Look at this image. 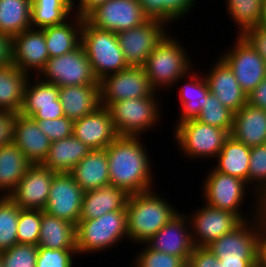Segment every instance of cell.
Listing matches in <instances>:
<instances>
[{"instance_id":"1","label":"cell","mask_w":266,"mask_h":267,"mask_svg":"<svg viewBox=\"0 0 266 267\" xmlns=\"http://www.w3.org/2000/svg\"><path fill=\"white\" fill-rule=\"evenodd\" d=\"M141 141L144 142L142 137L118 136L105 148L110 184L130 194L155 189L157 183L151 165L152 154Z\"/></svg>"},{"instance_id":"2","label":"cell","mask_w":266,"mask_h":267,"mask_svg":"<svg viewBox=\"0 0 266 267\" xmlns=\"http://www.w3.org/2000/svg\"><path fill=\"white\" fill-rule=\"evenodd\" d=\"M170 202L156 189L131 194L126 207L129 242L133 245L146 243L175 217L180 209Z\"/></svg>"},{"instance_id":"3","label":"cell","mask_w":266,"mask_h":267,"mask_svg":"<svg viewBox=\"0 0 266 267\" xmlns=\"http://www.w3.org/2000/svg\"><path fill=\"white\" fill-rule=\"evenodd\" d=\"M204 177L200 191L203 194L202 199H204L202 202L205 201L206 205L235 213L242 221L255 218L266 210V204L254 191H251L252 189L245 181L216 171L213 167L208 169V173ZM246 192L249 194L253 192L251 194L253 203L249 208L247 207L248 213L241 210L243 203H247L245 202L246 195L249 196Z\"/></svg>"},{"instance_id":"4","label":"cell","mask_w":266,"mask_h":267,"mask_svg":"<svg viewBox=\"0 0 266 267\" xmlns=\"http://www.w3.org/2000/svg\"><path fill=\"white\" fill-rule=\"evenodd\" d=\"M181 40L183 39L178 40L177 36L168 34L153 49L143 65L152 88L158 93L171 91L179 78L195 68L196 64L190 57L192 54L185 51L187 49Z\"/></svg>"},{"instance_id":"5","label":"cell","mask_w":266,"mask_h":267,"mask_svg":"<svg viewBox=\"0 0 266 267\" xmlns=\"http://www.w3.org/2000/svg\"><path fill=\"white\" fill-rule=\"evenodd\" d=\"M266 227V210L243 221L230 233L213 241L207 248L219 259L222 267H256L258 238Z\"/></svg>"},{"instance_id":"6","label":"cell","mask_w":266,"mask_h":267,"mask_svg":"<svg viewBox=\"0 0 266 267\" xmlns=\"http://www.w3.org/2000/svg\"><path fill=\"white\" fill-rule=\"evenodd\" d=\"M123 239L129 243L126 208L103 214L96 219L79 220L76 225L78 258L80 255L109 251L124 242Z\"/></svg>"},{"instance_id":"7","label":"cell","mask_w":266,"mask_h":267,"mask_svg":"<svg viewBox=\"0 0 266 267\" xmlns=\"http://www.w3.org/2000/svg\"><path fill=\"white\" fill-rule=\"evenodd\" d=\"M173 141L176 142L180 154L187 160L194 162L204 158L206 161L215 160L221 152L225 140L230 134L222 128L202 123L194 119L179 122L173 126Z\"/></svg>"},{"instance_id":"8","label":"cell","mask_w":266,"mask_h":267,"mask_svg":"<svg viewBox=\"0 0 266 267\" xmlns=\"http://www.w3.org/2000/svg\"><path fill=\"white\" fill-rule=\"evenodd\" d=\"M158 98L143 97L112 102L107 108L117 135L142 137L144 133L147 134L158 127L163 121L162 100Z\"/></svg>"},{"instance_id":"9","label":"cell","mask_w":266,"mask_h":267,"mask_svg":"<svg viewBox=\"0 0 266 267\" xmlns=\"http://www.w3.org/2000/svg\"><path fill=\"white\" fill-rule=\"evenodd\" d=\"M81 44L98 81L129 67L120 48L117 34L98 29L85 19L81 31Z\"/></svg>"},{"instance_id":"10","label":"cell","mask_w":266,"mask_h":267,"mask_svg":"<svg viewBox=\"0 0 266 267\" xmlns=\"http://www.w3.org/2000/svg\"><path fill=\"white\" fill-rule=\"evenodd\" d=\"M38 77L58 87L99 84L82 44L67 54L49 58Z\"/></svg>"},{"instance_id":"11","label":"cell","mask_w":266,"mask_h":267,"mask_svg":"<svg viewBox=\"0 0 266 267\" xmlns=\"http://www.w3.org/2000/svg\"><path fill=\"white\" fill-rule=\"evenodd\" d=\"M101 106L125 99L158 97L143 66H129L125 70L105 76L99 81ZM157 95V96H156Z\"/></svg>"},{"instance_id":"12","label":"cell","mask_w":266,"mask_h":267,"mask_svg":"<svg viewBox=\"0 0 266 267\" xmlns=\"http://www.w3.org/2000/svg\"><path fill=\"white\" fill-rule=\"evenodd\" d=\"M232 45L220 51V57L234 73L240 87L249 94L266 78V62L241 36L236 35Z\"/></svg>"},{"instance_id":"13","label":"cell","mask_w":266,"mask_h":267,"mask_svg":"<svg viewBox=\"0 0 266 267\" xmlns=\"http://www.w3.org/2000/svg\"><path fill=\"white\" fill-rule=\"evenodd\" d=\"M163 21L148 19L142 25L117 33L120 48L129 66H143L150 53L172 33Z\"/></svg>"},{"instance_id":"14","label":"cell","mask_w":266,"mask_h":267,"mask_svg":"<svg viewBox=\"0 0 266 267\" xmlns=\"http://www.w3.org/2000/svg\"><path fill=\"white\" fill-rule=\"evenodd\" d=\"M203 204L192 213L186 212L196 247H207L243 222L235 213Z\"/></svg>"},{"instance_id":"15","label":"cell","mask_w":266,"mask_h":267,"mask_svg":"<svg viewBox=\"0 0 266 267\" xmlns=\"http://www.w3.org/2000/svg\"><path fill=\"white\" fill-rule=\"evenodd\" d=\"M84 19L98 29L116 34L138 27L148 20L138 0H108Z\"/></svg>"},{"instance_id":"16","label":"cell","mask_w":266,"mask_h":267,"mask_svg":"<svg viewBox=\"0 0 266 267\" xmlns=\"http://www.w3.org/2000/svg\"><path fill=\"white\" fill-rule=\"evenodd\" d=\"M83 189L70 172L56 173L44 211L77 225L82 208Z\"/></svg>"},{"instance_id":"17","label":"cell","mask_w":266,"mask_h":267,"mask_svg":"<svg viewBox=\"0 0 266 267\" xmlns=\"http://www.w3.org/2000/svg\"><path fill=\"white\" fill-rule=\"evenodd\" d=\"M56 173L42 164H32L9 197L21 209L43 211Z\"/></svg>"},{"instance_id":"18","label":"cell","mask_w":266,"mask_h":267,"mask_svg":"<svg viewBox=\"0 0 266 267\" xmlns=\"http://www.w3.org/2000/svg\"><path fill=\"white\" fill-rule=\"evenodd\" d=\"M150 249L183 258L186 262L195 249L187 214L179 212L145 243Z\"/></svg>"},{"instance_id":"19","label":"cell","mask_w":266,"mask_h":267,"mask_svg":"<svg viewBox=\"0 0 266 267\" xmlns=\"http://www.w3.org/2000/svg\"><path fill=\"white\" fill-rule=\"evenodd\" d=\"M49 58L43 29L29 28L12 37L13 64L23 73L38 76Z\"/></svg>"},{"instance_id":"20","label":"cell","mask_w":266,"mask_h":267,"mask_svg":"<svg viewBox=\"0 0 266 267\" xmlns=\"http://www.w3.org/2000/svg\"><path fill=\"white\" fill-rule=\"evenodd\" d=\"M217 57L206 73L203 72V76L209 92L235 113L247 103V93L240 87L228 64L219 55Z\"/></svg>"},{"instance_id":"21","label":"cell","mask_w":266,"mask_h":267,"mask_svg":"<svg viewBox=\"0 0 266 267\" xmlns=\"http://www.w3.org/2000/svg\"><path fill=\"white\" fill-rule=\"evenodd\" d=\"M73 135L94 149H105L117 137L111 114L100 106L94 112L74 121Z\"/></svg>"},{"instance_id":"22","label":"cell","mask_w":266,"mask_h":267,"mask_svg":"<svg viewBox=\"0 0 266 267\" xmlns=\"http://www.w3.org/2000/svg\"><path fill=\"white\" fill-rule=\"evenodd\" d=\"M13 142L32 164H42L51 146L50 139L31 117L16 114Z\"/></svg>"},{"instance_id":"23","label":"cell","mask_w":266,"mask_h":267,"mask_svg":"<svg viewBox=\"0 0 266 267\" xmlns=\"http://www.w3.org/2000/svg\"><path fill=\"white\" fill-rule=\"evenodd\" d=\"M130 195L126 189L112 184L86 191L79 220L96 219L103 214L123 210L127 207Z\"/></svg>"},{"instance_id":"24","label":"cell","mask_w":266,"mask_h":267,"mask_svg":"<svg viewBox=\"0 0 266 267\" xmlns=\"http://www.w3.org/2000/svg\"><path fill=\"white\" fill-rule=\"evenodd\" d=\"M183 82L185 83L183 84ZM177 86L178 88H176ZM174 87L172 88L173 92V89H179L178 97L180 99V108L178 107V109L181 113L173 125L188 119L196 118L204 105V97L209 93L203 71L200 72L197 70L196 73V67L185 76L179 78Z\"/></svg>"},{"instance_id":"25","label":"cell","mask_w":266,"mask_h":267,"mask_svg":"<svg viewBox=\"0 0 266 267\" xmlns=\"http://www.w3.org/2000/svg\"><path fill=\"white\" fill-rule=\"evenodd\" d=\"M230 136L249 148L266 143V110L246 103L234 113Z\"/></svg>"},{"instance_id":"26","label":"cell","mask_w":266,"mask_h":267,"mask_svg":"<svg viewBox=\"0 0 266 267\" xmlns=\"http://www.w3.org/2000/svg\"><path fill=\"white\" fill-rule=\"evenodd\" d=\"M59 99L64 114L78 120L101 106L99 84L59 87Z\"/></svg>"},{"instance_id":"27","label":"cell","mask_w":266,"mask_h":267,"mask_svg":"<svg viewBox=\"0 0 266 267\" xmlns=\"http://www.w3.org/2000/svg\"><path fill=\"white\" fill-rule=\"evenodd\" d=\"M70 173L84 192L110 184L106 149L91 150Z\"/></svg>"},{"instance_id":"28","label":"cell","mask_w":266,"mask_h":267,"mask_svg":"<svg viewBox=\"0 0 266 267\" xmlns=\"http://www.w3.org/2000/svg\"><path fill=\"white\" fill-rule=\"evenodd\" d=\"M83 20L84 18L74 13L62 24L43 28L50 58L67 54L81 44Z\"/></svg>"},{"instance_id":"29","label":"cell","mask_w":266,"mask_h":267,"mask_svg":"<svg viewBox=\"0 0 266 267\" xmlns=\"http://www.w3.org/2000/svg\"><path fill=\"white\" fill-rule=\"evenodd\" d=\"M91 150L72 134L64 139L51 142L48 156L42 165L57 173L71 172L74 166Z\"/></svg>"},{"instance_id":"30","label":"cell","mask_w":266,"mask_h":267,"mask_svg":"<svg viewBox=\"0 0 266 267\" xmlns=\"http://www.w3.org/2000/svg\"><path fill=\"white\" fill-rule=\"evenodd\" d=\"M38 247L49 249H77L76 225L41 210Z\"/></svg>"},{"instance_id":"31","label":"cell","mask_w":266,"mask_h":267,"mask_svg":"<svg viewBox=\"0 0 266 267\" xmlns=\"http://www.w3.org/2000/svg\"><path fill=\"white\" fill-rule=\"evenodd\" d=\"M31 165L14 142L0 147V196H9Z\"/></svg>"},{"instance_id":"32","label":"cell","mask_w":266,"mask_h":267,"mask_svg":"<svg viewBox=\"0 0 266 267\" xmlns=\"http://www.w3.org/2000/svg\"><path fill=\"white\" fill-rule=\"evenodd\" d=\"M250 151L247 145L238 142L229 136L222 148L221 152L216 156L215 165L216 171L237 177L248 184L249 160Z\"/></svg>"},{"instance_id":"33","label":"cell","mask_w":266,"mask_h":267,"mask_svg":"<svg viewBox=\"0 0 266 267\" xmlns=\"http://www.w3.org/2000/svg\"><path fill=\"white\" fill-rule=\"evenodd\" d=\"M29 77L14 64L0 67V111L20 113Z\"/></svg>"},{"instance_id":"34","label":"cell","mask_w":266,"mask_h":267,"mask_svg":"<svg viewBox=\"0 0 266 267\" xmlns=\"http://www.w3.org/2000/svg\"><path fill=\"white\" fill-rule=\"evenodd\" d=\"M74 0H32L31 28L43 29L64 23L74 14Z\"/></svg>"},{"instance_id":"35","label":"cell","mask_w":266,"mask_h":267,"mask_svg":"<svg viewBox=\"0 0 266 267\" xmlns=\"http://www.w3.org/2000/svg\"><path fill=\"white\" fill-rule=\"evenodd\" d=\"M138 2L148 19L163 21L170 25V28L174 22L187 18L198 5V0H138Z\"/></svg>"},{"instance_id":"36","label":"cell","mask_w":266,"mask_h":267,"mask_svg":"<svg viewBox=\"0 0 266 267\" xmlns=\"http://www.w3.org/2000/svg\"><path fill=\"white\" fill-rule=\"evenodd\" d=\"M32 0H0V32L14 37L31 28Z\"/></svg>"},{"instance_id":"37","label":"cell","mask_w":266,"mask_h":267,"mask_svg":"<svg viewBox=\"0 0 266 267\" xmlns=\"http://www.w3.org/2000/svg\"><path fill=\"white\" fill-rule=\"evenodd\" d=\"M59 98V87L41 80L38 76H30L24 91V101L20 114L31 117L37 106L56 105Z\"/></svg>"},{"instance_id":"38","label":"cell","mask_w":266,"mask_h":267,"mask_svg":"<svg viewBox=\"0 0 266 267\" xmlns=\"http://www.w3.org/2000/svg\"><path fill=\"white\" fill-rule=\"evenodd\" d=\"M265 0H226L227 14L235 24V35L248 28L259 26L262 21Z\"/></svg>"},{"instance_id":"39","label":"cell","mask_w":266,"mask_h":267,"mask_svg":"<svg viewBox=\"0 0 266 267\" xmlns=\"http://www.w3.org/2000/svg\"><path fill=\"white\" fill-rule=\"evenodd\" d=\"M20 209L9 196H0V252L17 244Z\"/></svg>"},{"instance_id":"40","label":"cell","mask_w":266,"mask_h":267,"mask_svg":"<svg viewBox=\"0 0 266 267\" xmlns=\"http://www.w3.org/2000/svg\"><path fill=\"white\" fill-rule=\"evenodd\" d=\"M196 119L202 123L225 129L230 134L234 112L221 104L219 99L209 92L204 97V105Z\"/></svg>"},{"instance_id":"41","label":"cell","mask_w":266,"mask_h":267,"mask_svg":"<svg viewBox=\"0 0 266 267\" xmlns=\"http://www.w3.org/2000/svg\"><path fill=\"white\" fill-rule=\"evenodd\" d=\"M248 185L266 204V143L251 148Z\"/></svg>"},{"instance_id":"42","label":"cell","mask_w":266,"mask_h":267,"mask_svg":"<svg viewBox=\"0 0 266 267\" xmlns=\"http://www.w3.org/2000/svg\"><path fill=\"white\" fill-rule=\"evenodd\" d=\"M138 246L142 248L133 255L130 267H187V262L181 257L154 251L145 243Z\"/></svg>"},{"instance_id":"43","label":"cell","mask_w":266,"mask_h":267,"mask_svg":"<svg viewBox=\"0 0 266 267\" xmlns=\"http://www.w3.org/2000/svg\"><path fill=\"white\" fill-rule=\"evenodd\" d=\"M41 210L20 209L17 224V244H38Z\"/></svg>"},{"instance_id":"44","label":"cell","mask_w":266,"mask_h":267,"mask_svg":"<svg viewBox=\"0 0 266 267\" xmlns=\"http://www.w3.org/2000/svg\"><path fill=\"white\" fill-rule=\"evenodd\" d=\"M3 267H35L38 246L33 244H15L0 252Z\"/></svg>"},{"instance_id":"45","label":"cell","mask_w":266,"mask_h":267,"mask_svg":"<svg viewBox=\"0 0 266 267\" xmlns=\"http://www.w3.org/2000/svg\"><path fill=\"white\" fill-rule=\"evenodd\" d=\"M77 249H49L38 247L35 267H76ZM74 258V259H73Z\"/></svg>"},{"instance_id":"46","label":"cell","mask_w":266,"mask_h":267,"mask_svg":"<svg viewBox=\"0 0 266 267\" xmlns=\"http://www.w3.org/2000/svg\"><path fill=\"white\" fill-rule=\"evenodd\" d=\"M40 130L51 142L69 137L73 134L74 121L66 116L56 119H34Z\"/></svg>"},{"instance_id":"47","label":"cell","mask_w":266,"mask_h":267,"mask_svg":"<svg viewBox=\"0 0 266 267\" xmlns=\"http://www.w3.org/2000/svg\"><path fill=\"white\" fill-rule=\"evenodd\" d=\"M187 267H222V263L207 247H195Z\"/></svg>"},{"instance_id":"48","label":"cell","mask_w":266,"mask_h":267,"mask_svg":"<svg viewBox=\"0 0 266 267\" xmlns=\"http://www.w3.org/2000/svg\"><path fill=\"white\" fill-rule=\"evenodd\" d=\"M241 36L266 62V30L260 26L248 28Z\"/></svg>"},{"instance_id":"49","label":"cell","mask_w":266,"mask_h":267,"mask_svg":"<svg viewBox=\"0 0 266 267\" xmlns=\"http://www.w3.org/2000/svg\"><path fill=\"white\" fill-rule=\"evenodd\" d=\"M16 114L0 111V147L13 142Z\"/></svg>"},{"instance_id":"50","label":"cell","mask_w":266,"mask_h":267,"mask_svg":"<svg viewBox=\"0 0 266 267\" xmlns=\"http://www.w3.org/2000/svg\"><path fill=\"white\" fill-rule=\"evenodd\" d=\"M65 116L60 99L56 105L37 106V111L31 116L32 119H56Z\"/></svg>"},{"instance_id":"51","label":"cell","mask_w":266,"mask_h":267,"mask_svg":"<svg viewBox=\"0 0 266 267\" xmlns=\"http://www.w3.org/2000/svg\"><path fill=\"white\" fill-rule=\"evenodd\" d=\"M247 103L256 108L266 110V78L254 90L247 94Z\"/></svg>"},{"instance_id":"52","label":"cell","mask_w":266,"mask_h":267,"mask_svg":"<svg viewBox=\"0 0 266 267\" xmlns=\"http://www.w3.org/2000/svg\"><path fill=\"white\" fill-rule=\"evenodd\" d=\"M13 64L12 37L0 32V67Z\"/></svg>"},{"instance_id":"53","label":"cell","mask_w":266,"mask_h":267,"mask_svg":"<svg viewBox=\"0 0 266 267\" xmlns=\"http://www.w3.org/2000/svg\"><path fill=\"white\" fill-rule=\"evenodd\" d=\"M108 0H75L73 2L74 13L85 18L92 10Z\"/></svg>"},{"instance_id":"54","label":"cell","mask_w":266,"mask_h":267,"mask_svg":"<svg viewBox=\"0 0 266 267\" xmlns=\"http://www.w3.org/2000/svg\"><path fill=\"white\" fill-rule=\"evenodd\" d=\"M258 263L266 267V227L260 232L258 238Z\"/></svg>"},{"instance_id":"55","label":"cell","mask_w":266,"mask_h":267,"mask_svg":"<svg viewBox=\"0 0 266 267\" xmlns=\"http://www.w3.org/2000/svg\"><path fill=\"white\" fill-rule=\"evenodd\" d=\"M259 26L266 30V0L264 1L262 21Z\"/></svg>"},{"instance_id":"56","label":"cell","mask_w":266,"mask_h":267,"mask_svg":"<svg viewBox=\"0 0 266 267\" xmlns=\"http://www.w3.org/2000/svg\"><path fill=\"white\" fill-rule=\"evenodd\" d=\"M0 267H3V262H2L1 255H0Z\"/></svg>"},{"instance_id":"57","label":"cell","mask_w":266,"mask_h":267,"mask_svg":"<svg viewBox=\"0 0 266 267\" xmlns=\"http://www.w3.org/2000/svg\"><path fill=\"white\" fill-rule=\"evenodd\" d=\"M256 267H264V266H261L259 263L256 264Z\"/></svg>"}]
</instances>
